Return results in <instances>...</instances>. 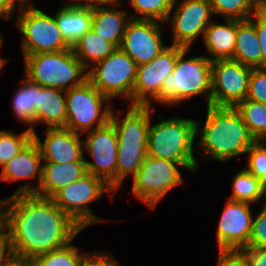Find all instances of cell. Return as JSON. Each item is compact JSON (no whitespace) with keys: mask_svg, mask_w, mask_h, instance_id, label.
<instances>
[{"mask_svg":"<svg viewBox=\"0 0 266 266\" xmlns=\"http://www.w3.org/2000/svg\"><path fill=\"white\" fill-rule=\"evenodd\" d=\"M63 90L39 85V99L36 108V124L44 122L48 128L66 126L67 108ZM64 96V97H63Z\"/></svg>","mask_w":266,"mask_h":266,"instance_id":"cell-22","label":"cell"},{"mask_svg":"<svg viewBox=\"0 0 266 266\" xmlns=\"http://www.w3.org/2000/svg\"><path fill=\"white\" fill-rule=\"evenodd\" d=\"M42 156L40 149L32 139L15 157L2 166L0 180L14 182L21 179H35L38 175L37 187L26 182L18 187L13 195L34 194L41 183L42 178Z\"/></svg>","mask_w":266,"mask_h":266,"instance_id":"cell-19","label":"cell"},{"mask_svg":"<svg viewBox=\"0 0 266 266\" xmlns=\"http://www.w3.org/2000/svg\"><path fill=\"white\" fill-rule=\"evenodd\" d=\"M176 2L172 7V10L176 8L175 13L167 19L173 31L172 45L190 49L199 35L204 37L213 13L212 7L209 0H182L175 7Z\"/></svg>","mask_w":266,"mask_h":266,"instance_id":"cell-15","label":"cell"},{"mask_svg":"<svg viewBox=\"0 0 266 266\" xmlns=\"http://www.w3.org/2000/svg\"><path fill=\"white\" fill-rule=\"evenodd\" d=\"M255 25L261 49V69H266V11L259 9L249 18Z\"/></svg>","mask_w":266,"mask_h":266,"instance_id":"cell-37","label":"cell"},{"mask_svg":"<svg viewBox=\"0 0 266 266\" xmlns=\"http://www.w3.org/2000/svg\"><path fill=\"white\" fill-rule=\"evenodd\" d=\"M31 3L20 4L16 23L23 35V57L37 53L60 52L71 46L63 39L54 16H49Z\"/></svg>","mask_w":266,"mask_h":266,"instance_id":"cell-7","label":"cell"},{"mask_svg":"<svg viewBox=\"0 0 266 266\" xmlns=\"http://www.w3.org/2000/svg\"><path fill=\"white\" fill-rule=\"evenodd\" d=\"M213 14L225 19L247 20L261 8V0H209Z\"/></svg>","mask_w":266,"mask_h":266,"instance_id":"cell-30","label":"cell"},{"mask_svg":"<svg viewBox=\"0 0 266 266\" xmlns=\"http://www.w3.org/2000/svg\"><path fill=\"white\" fill-rule=\"evenodd\" d=\"M189 51L185 49L178 56L173 72L163 81L161 94L155 101L172 106L203 94L207 97V106H210L211 58L202 55L185 59Z\"/></svg>","mask_w":266,"mask_h":266,"instance_id":"cell-5","label":"cell"},{"mask_svg":"<svg viewBox=\"0 0 266 266\" xmlns=\"http://www.w3.org/2000/svg\"><path fill=\"white\" fill-rule=\"evenodd\" d=\"M89 69L87 80L109 100L116 96L133 100L137 64L120 48Z\"/></svg>","mask_w":266,"mask_h":266,"instance_id":"cell-10","label":"cell"},{"mask_svg":"<svg viewBox=\"0 0 266 266\" xmlns=\"http://www.w3.org/2000/svg\"><path fill=\"white\" fill-rule=\"evenodd\" d=\"M87 173L85 161L68 163L45 162L37 196L51 198L58 190L77 181Z\"/></svg>","mask_w":266,"mask_h":266,"instance_id":"cell-20","label":"cell"},{"mask_svg":"<svg viewBox=\"0 0 266 266\" xmlns=\"http://www.w3.org/2000/svg\"><path fill=\"white\" fill-rule=\"evenodd\" d=\"M7 252V253H6ZM12 245L7 230L0 231V266H5L13 256Z\"/></svg>","mask_w":266,"mask_h":266,"instance_id":"cell-41","label":"cell"},{"mask_svg":"<svg viewBox=\"0 0 266 266\" xmlns=\"http://www.w3.org/2000/svg\"><path fill=\"white\" fill-rule=\"evenodd\" d=\"M63 39L72 46L92 27V8L66 3L54 16Z\"/></svg>","mask_w":266,"mask_h":266,"instance_id":"cell-21","label":"cell"},{"mask_svg":"<svg viewBox=\"0 0 266 266\" xmlns=\"http://www.w3.org/2000/svg\"><path fill=\"white\" fill-rule=\"evenodd\" d=\"M247 266H266V247L243 248Z\"/></svg>","mask_w":266,"mask_h":266,"instance_id":"cell-40","label":"cell"},{"mask_svg":"<svg viewBox=\"0 0 266 266\" xmlns=\"http://www.w3.org/2000/svg\"><path fill=\"white\" fill-rule=\"evenodd\" d=\"M79 253V248L70 242L62 248L35 256L32 260L35 266H83L89 254Z\"/></svg>","mask_w":266,"mask_h":266,"instance_id":"cell-31","label":"cell"},{"mask_svg":"<svg viewBox=\"0 0 266 266\" xmlns=\"http://www.w3.org/2000/svg\"><path fill=\"white\" fill-rule=\"evenodd\" d=\"M2 44H3V38H2V35L0 34V48L2 47Z\"/></svg>","mask_w":266,"mask_h":266,"instance_id":"cell-48","label":"cell"},{"mask_svg":"<svg viewBox=\"0 0 266 266\" xmlns=\"http://www.w3.org/2000/svg\"><path fill=\"white\" fill-rule=\"evenodd\" d=\"M264 196H266V185L246 169L241 170L235 175L230 200L252 204Z\"/></svg>","mask_w":266,"mask_h":266,"instance_id":"cell-28","label":"cell"},{"mask_svg":"<svg viewBox=\"0 0 266 266\" xmlns=\"http://www.w3.org/2000/svg\"><path fill=\"white\" fill-rule=\"evenodd\" d=\"M23 4H28L29 2H30V0L28 1V0H20Z\"/></svg>","mask_w":266,"mask_h":266,"instance_id":"cell-49","label":"cell"},{"mask_svg":"<svg viewBox=\"0 0 266 266\" xmlns=\"http://www.w3.org/2000/svg\"><path fill=\"white\" fill-rule=\"evenodd\" d=\"M186 48L171 45L164 48L151 62L137 66L131 105H151L161 94L162 83L174 70L178 56Z\"/></svg>","mask_w":266,"mask_h":266,"instance_id":"cell-14","label":"cell"},{"mask_svg":"<svg viewBox=\"0 0 266 266\" xmlns=\"http://www.w3.org/2000/svg\"><path fill=\"white\" fill-rule=\"evenodd\" d=\"M24 62L25 76L42 87L66 92L87 80V70L71 48L60 52L26 55Z\"/></svg>","mask_w":266,"mask_h":266,"instance_id":"cell-6","label":"cell"},{"mask_svg":"<svg viewBox=\"0 0 266 266\" xmlns=\"http://www.w3.org/2000/svg\"><path fill=\"white\" fill-rule=\"evenodd\" d=\"M235 109L256 141H266V104L245 99Z\"/></svg>","mask_w":266,"mask_h":266,"instance_id":"cell-29","label":"cell"},{"mask_svg":"<svg viewBox=\"0 0 266 266\" xmlns=\"http://www.w3.org/2000/svg\"><path fill=\"white\" fill-rule=\"evenodd\" d=\"M236 46L232 60L251 68L261 69V49L254 23L236 20Z\"/></svg>","mask_w":266,"mask_h":266,"instance_id":"cell-25","label":"cell"},{"mask_svg":"<svg viewBox=\"0 0 266 266\" xmlns=\"http://www.w3.org/2000/svg\"><path fill=\"white\" fill-rule=\"evenodd\" d=\"M158 21L131 19L125 28L120 49L137 66L151 62L166 46Z\"/></svg>","mask_w":266,"mask_h":266,"instance_id":"cell-16","label":"cell"},{"mask_svg":"<svg viewBox=\"0 0 266 266\" xmlns=\"http://www.w3.org/2000/svg\"><path fill=\"white\" fill-rule=\"evenodd\" d=\"M23 86L19 87L13 97V111L18 120L30 124V130L35 132L33 126L36 124V108L39 99V85L30 81L27 77L22 81Z\"/></svg>","mask_w":266,"mask_h":266,"instance_id":"cell-27","label":"cell"},{"mask_svg":"<svg viewBox=\"0 0 266 266\" xmlns=\"http://www.w3.org/2000/svg\"><path fill=\"white\" fill-rule=\"evenodd\" d=\"M71 49L85 69L89 70L91 64L94 65L108 57L116 47L90 29L71 46ZM89 60L93 63L89 64Z\"/></svg>","mask_w":266,"mask_h":266,"instance_id":"cell-26","label":"cell"},{"mask_svg":"<svg viewBox=\"0 0 266 266\" xmlns=\"http://www.w3.org/2000/svg\"><path fill=\"white\" fill-rule=\"evenodd\" d=\"M4 228L13 254L25 258L62 248L83 230L51 198L35 194L6 198Z\"/></svg>","mask_w":266,"mask_h":266,"instance_id":"cell-1","label":"cell"},{"mask_svg":"<svg viewBox=\"0 0 266 266\" xmlns=\"http://www.w3.org/2000/svg\"><path fill=\"white\" fill-rule=\"evenodd\" d=\"M83 139V147L90 153L94 162L85 160L87 173L104 180L116 191L117 167V134L114 125L109 121L106 125L93 129Z\"/></svg>","mask_w":266,"mask_h":266,"instance_id":"cell-13","label":"cell"},{"mask_svg":"<svg viewBox=\"0 0 266 266\" xmlns=\"http://www.w3.org/2000/svg\"><path fill=\"white\" fill-rule=\"evenodd\" d=\"M127 11L98 7L92 9V27L96 34L104 40L119 48L125 33L127 23L131 18H127Z\"/></svg>","mask_w":266,"mask_h":266,"instance_id":"cell-24","label":"cell"},{"mask_svg":"<svg viewBox=\"0 0 266 266\" xmlns=\"http://www.w3.org/2000/svg\"><path fill=\"white\" fill-rule=\"evenodd\" d=\"M33 132L28 128L20 135L13 131H0V167L15 157L31 140Z\"/></svg>","mask_w":266,"mask_h":266,"instance_id":"cell-33","label":"cell"},{"mask_svg":"<svg viewBox=\"0 0 266 266\" xmlns=\"http://www.w3.org/2000/svg\"><path fill=\"white\" fill-rule=\"evenodd\" d=\"M5 266H35L32 258H25L13 255Z\"/></svg>","mask_w":266,"mask_h":266,"instance_id":"cell-44","label":"cell"},{"mask_svg":"<svg viewBox=\"0 0 266 266\" xmlns=\"http://www.w3.org/2000/svg\"><path fill=\"white\" fill-rule=\"evenodd\" d=\"M80 133H75L64 127L48 128L42 143L36 132L33 139L36 141L44 162L68 163L85 161L83 155V140Z\"/></svg>","mask_w":266,"mask_h":266,"instance_id":"cell-18","label":"cell"},{"mask_svg":"<svg viewBox=\"0 0 266 266\" xmlns=\"http://www.w3.org/2000/svg\"><path fill=\"white\" fill-rule=\"evenodd\" d=\"M252 222L250 203L228 199L218 222V249L247 248Z\"/></svg>","mask_w":266,"mask_h":266,"instance_id":"cell-17","label":"cell"},{"mask_svg":"<svg viewBox=\"0 0 266 266\" xmlns=\"http://www.w3.org/2000/svg\"><path fill=\"white\" fill-rule=\"evenodd\" d=\"M266 141H255L246 153H249L245 168L266 185Z\"/></svg>","mask_w":266,"mask_h":266,"instance_id":"cell-34","label":"cell"},{"mask_svg":"<svg viewBox=\"0 0 266 266\" xmlns=\"http://www.w3.org/2000/svg\"><path fill=\"white\" fill-rule=\"evenodd\" d=\"M197 121L174 117L149 126L148 157L179 162L182 168L194 171L198 168L194 157L193 142Z\"/></svg>","mask_w":266,"mask_h":266,"instance_id":"cell-4","label":"cell"},{"mask_svg":"<svg viewBox=\"0 0 266 266\" xmlns=\"http://www.w3.org/2000/svg\"><path fill=\"white\" fill-rule=\"evenodd\" d=\"M217 266H247L242 249H219Z\"/></svg>","mask_w":266,"mask_h":266,"instance_id":"cell-38","label":"cell"},{"mask_svg":"<svg viewBox=\"0 0 266 266\" xmlns=\"http://www.w3.org/2000/svg\"><path fill=\"white\" fill-rule=\"evenodd\" d=\"M261 247H266V202L257 218L253 219L247 248Z\"/></svg>","mask_w":266,"mask_h":266,"instance_id":"cell-36","label":"cell"},{"mask_svg":"<svg viewBox=\"0 0 266 266\" xmlns=\"http://www.w3.org/2000/svg\"><path fill=\"white\" fill-rule=\"evenodd\" d=\"M151 111H155L151 105H129L128 112L123 119L115 116L113 109L111 111L110 122L116 129L118 142L116 190L129 174L133 177L138 172L148 156L147 143Z\"/></svg>","mask_w":266,"mask_h":266,"instance_id":"cell-3","label":"cell"},{"mask_svg":"<svg viewBox=\"0 0 266 266\" xmlns=\"http://www.w3.org/2000/svg\"><path fill=\"white\" fill-rule=\"evenodd\" d=\"M246 99L266 104V69H252Z\"/></svg>","mask_w":266,"mask_h":266,"instance_id":"cell-35","label":"cell"},{"mask_svg":"<svg viewBox=\"0 0 266 266\" xmlns=\"http://www.w3.org/2000/svg\"><path fill=\"white\" fill-rule=\"evenodd\" d=\"M175 0H129L137 14L143 17L131 15V19L136 20H154L167 22Z\"/></svg>","mask_w":266,"mask_h":266,"instance_id":"cell-32","label":"cell"},{"mask_svg":"<svg viewBox=\"0 0 266 266\" xmlns=\"http://www.w3.org/2000/svg\"><path fill=\"white\" fill-rule=\"evenodd\" d=\"M227 24H216L210 22L205 29L204 43L207 51L213 55L210 59L216 60L232 59L236 46V20L225 19Z\"/></svg>","mask_w":266,"mask_h":266,"instance_id":"cell-23","label":"cell"},{"mask_svg":"<svg viewBox=\"0 0 266 266\" xmlns=\"http://www.w3.org/2000/svg\"><path fill=\"white\" fill-rule=\"evenodd\" d=\"M17 1L23 4L20 0H0V17L3 19L12 18L14 14L12 12H15L16 5H18Z\"/></svg>","mask_w":266,"mask_h":266,"instance_id":"cell-43","label":"cell"},{"mask_svg":"<svg viewBox=\"0 0 266 266\" xmlns=\"http://www.w3.org/2000/svg\"><path fill=\"white\" fill-rule=\"evenodd\" d=\"M205 120L203 128L197 121L196 134L201 136L197 146L209 159L226 162L246 154L256 141L235 108L207 106Z\"/></svg>","mask_w":266,"mask_h":266,"instance_id":"cell-2","label":"cell"},{"mask_svg":"<svg viewBox=\"0 0 266 266\" xmlns=\"http://www.w3.org/2000/svg\"><path fill=\"white\" fill-rule=\"evenodd\" d=\"M261 9L266 11V0H261Z\"/></svg>","mask_w":266,"mask_h":266,"instance_id":"cell-47","label":"cell"},{"mask_svg":"<svg viewBox=\"0 0 266 266\" xmlns=\"http://www.w3.org/2000/svg\"><path fill=\"white\" fill-rule=\"evenodd\" d=\"M76 2H71V4L75 5V6H79V7H86V8H98V7H105V5H122V4H118L119 0H74ZM79 1V2H78ZM83 1V2H82ZM84 1H86L87 3H84ZM100 5V6H99ZM102 5V6H101Z\"/></svg>","mask_w":266,"mask_h":266,"instance_id":"cell-42","label":"cell"},{"mask_svg":"<svg viewBox=\"0 0 266 266\" xmlns=\"http://www.w3.org/2000/svg\"><path fill=\"white\" fill-rule=\"evenodd\" d=\"M105 191L110 194L115 190L101 178L86 173L77 181L58 190L51 199L74 222L85 229L93 223L103 222L104 219L91 212L88 203L99 199Z\"/></svg>","mask_w":266,"mask_h":266,"instance_id":"cell-9","label":"cell"},{"mask_svg":"<svg viewBox=\"0 0 266 266\" xmlns=\"http://www.w3.org/2000/svg\"><path fill=\"white\" fill-rule=\"evenodd\" d=\"M6 61V59L0 58V70L2 69V67H4Z\"/></svg>","mask_w":266,"mask_h":266,"instance_id":"cell-46","label":"cell"},{"mask_svg":"<svg viewBox=\"0 0 266 266\" xmlns=\"http://www.w3.org/2000/svg\"><path fill=\"white\" fill-rule=\"evenodd\" d=\"M104 252L91 253L84 260L83 266H120L113 256Z\"/></svg>","mask_w":266,"mask_h":266,"instance_id":"cell-39","label":"cell"},{"mask_svg":"<svg viewBox=\"0 0 266 266\" xmlns=\"http://www.w3.org/2000/svg\"><path fill=\"white\" fill-rule=\"evenodd\" d=\"M179 162L146 157L133 176L132 193L149 207L156 204L175 186L183 183Z\"/></svg>","mask_w":266,"mask_h":266,"instance_id":"cell-11","label":"cell"},{"mask_svg":"<svg viewBox=\"0 0 266 266\" xmlns=\"http://www.w3.org/2000/svg\"><path fill=\"white\" fill-rule=\"evenodd\" d=\"M252 69L232 59L213 61L210 106L235 108L245 100Z\"/></svg>","mask_w":266,"mask_h":266,"instance_id":"cell-12","label":"cell"},{"mask_svg":"<svg viewBox=\"0 0 266 266\" xmlns=\"http://www.w3.org/2000/svg\"><path fill=\"white\" fill-rule=\"evenodd\" d=\"M64 94L67 108L66 129L82 134L100 128L110 121L112 107L109 99L88 80ZM94 123H97L96 126H93Z\"/></svg>","mask_w":266,"mask_h":266,"instance_id":"cell-8","label":"cell"},{"mask_svg":"<svg viewBox=\"0 0 266 266\" xmlns=\"http://www.w3.org/2000/svg\"><path fill=\"white\" fill-rule=\"evenodd\" d=\"M5 201H6V198L3 200H0V231H2L4 229Z\"/></svg>","mask_w":266,"mask_h":266,"instance_id":"cell-45","label":"cell"}]
</instances>
